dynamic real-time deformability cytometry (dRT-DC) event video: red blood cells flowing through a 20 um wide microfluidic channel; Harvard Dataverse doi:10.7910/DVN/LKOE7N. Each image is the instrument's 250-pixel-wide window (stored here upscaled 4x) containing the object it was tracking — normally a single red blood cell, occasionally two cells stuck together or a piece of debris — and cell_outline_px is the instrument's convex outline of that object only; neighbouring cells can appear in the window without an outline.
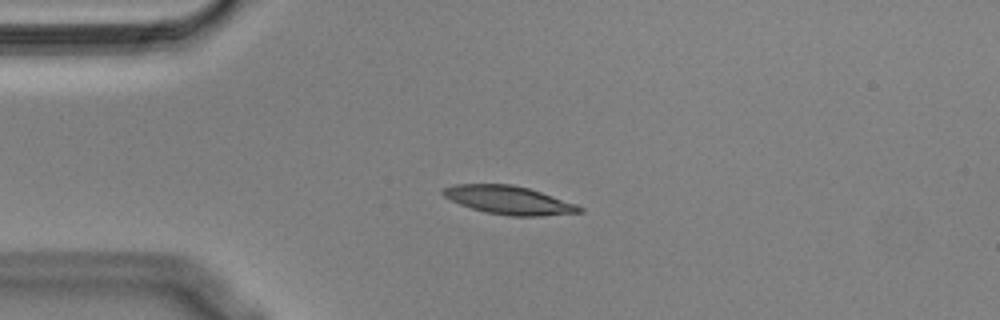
{"species": "Egyptian fruit bat (a non-hibernating species)", "species_latin": "Rousettus aegyptiacus", "temperature_condition": "cold", "stored_images_in_passage": 43, "camera_frame_rate_fps": 3000, "um_per_image_px": 0.085, "animal": {"sex": "male"}, "frame": {"image": 1, "passage_image": 1, "time_ms": 0.0, "image_size_px": [1000, 320], "cell_outline_px": [[584, 212], [540, 216], [508, 216], [484, 212], [460, 204], [444, 196], [440, 192], [444, 188], [456, 184], [512, 184], [528, 188], [576, 204], [584, 208]], "centroid_in_image_um": [43.26, 17.02], "position_along_channel_um": 41.7, "area_um2": 22.43}}
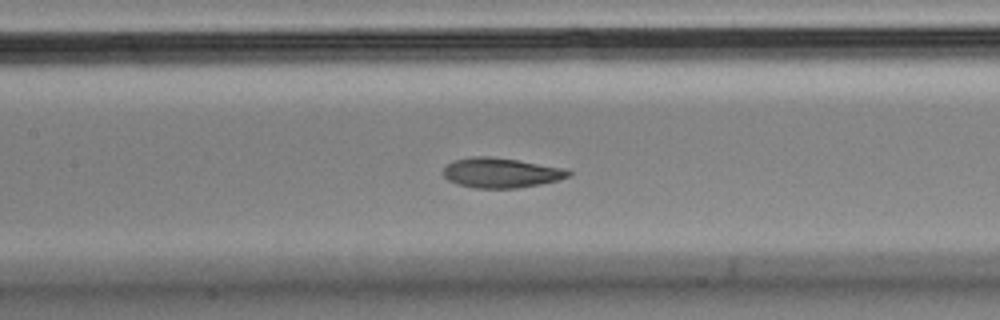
{"frame": {"image": 2, "passage_image": 13, "time_ms": 4.0, "image_size_px": [1000, 320], "cell_outline_px": [[572, 176], [540, 184], [516, 188], [476, 188], [460, 184], [448, 180], [440, 172], [448, 164], [456, 160], [472, 156], [488, 156], [516, 160], [564, 168], [572, 172]], "centroid_in_image_um": [42.58, 14.69], "position_along_channel_um": 164.8, "area_um2": 21.62}}
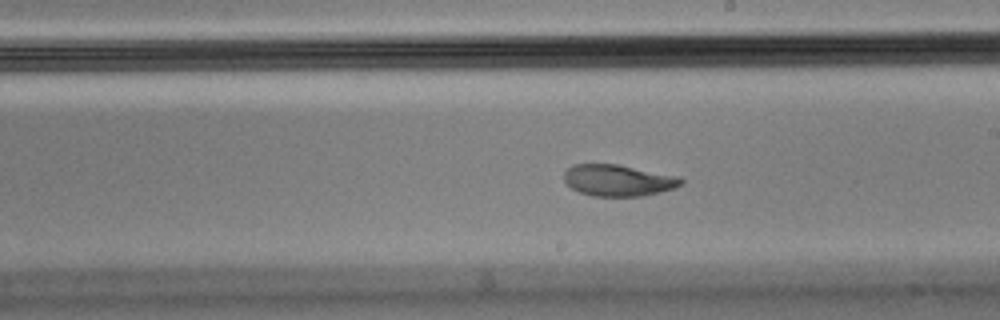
{"frame": {"image": 3, "passage_image": 19, "time_ms": 6.0, "image_size_px": [1000, 320], "cell_outline_px": [[684, 180], [676, 188], [660, 192], [640, 196], [592, 196], [580, 192], [572, 188], [564, 180], [564, 172], [572, 164], [616, 164], [680, 176]], "centroid_in_image_um": [52.56, 15.32], "position_along_channel_um": 236.4, "area_um2": 21.44}, "authors_computed_cell_mechanics": {"area_um2": 22.9466, "velocity_mm_per_s": 3.5964, "shape_relaxation_time_tau1_ms": 4.3606, "shape_relaxation_time_tau2_ms": 1.4562, "deformation_change_tau1": 0.1846, "deformation_change_tau2": 0.0753}}